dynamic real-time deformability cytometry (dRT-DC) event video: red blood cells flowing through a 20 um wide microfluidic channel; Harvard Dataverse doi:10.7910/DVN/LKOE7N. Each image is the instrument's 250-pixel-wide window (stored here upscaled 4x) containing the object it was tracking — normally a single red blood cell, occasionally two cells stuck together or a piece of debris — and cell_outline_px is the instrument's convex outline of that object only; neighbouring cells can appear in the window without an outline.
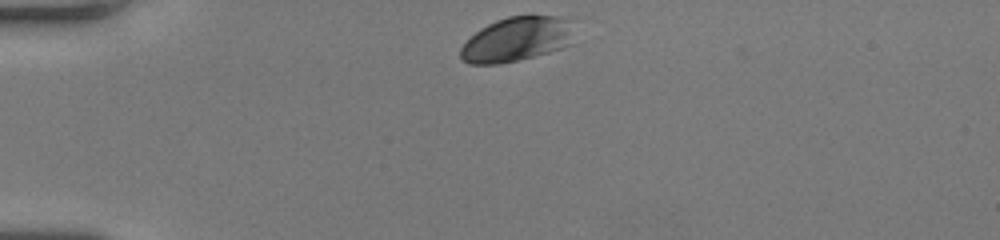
{"species": "human", "species_latin": "Homo sapiens", "temperature_condition": "room temperature", "stored_images_in_passage": 32, "camera_frame_rate_fps": 3000, "um_per_image_px": 0.085, "donor": {"sex": "female"}, "frame": {"image": 1, "passage_image": 1, "time_ms": 0.0, "image_size_px": [1000, 240], "cell_outline_px": [[572, 44], [548, 52], [516, 60], [496, 64], [468, 64], [460, 60], [460, 48], [480, 28], [496, 20], [508, 16], [560, 16], [568, 20]], "centroid_in_image_um": [43.86, 3.34], "position_along_channel_um": 41.1, "area_um2": 28.96}}
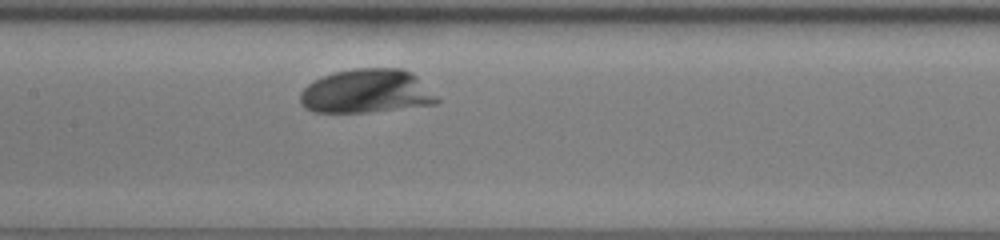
{"frame": {"image": 2, "passage_image": 15, "time_ms": 4.667, "image_size_px": [1000, 240], "cell_outline_px": [[440, 100], [436, 104], [368, 112], [312, 112], [304, 108], [300, 104], [300, 92], [308, 84], [332, 72], [352, 68], [404, 68], [412, 72]], "centroid_in_image_um": [31.13, 7.75], "position_along_channel_um": 176.3, "area_um2": 35.03}}
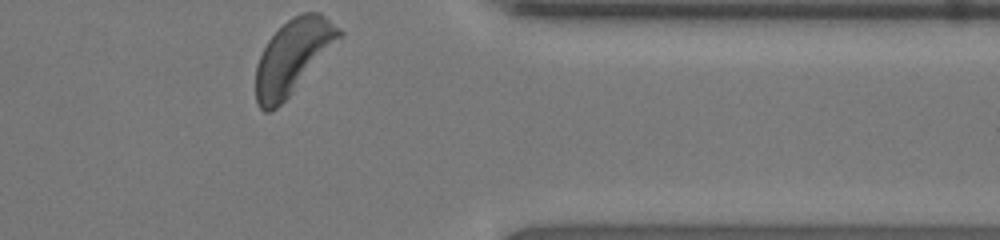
{"frame": {"image": 3, "passage_image": 32, "time_ms": 10.333, "image_size_px": [1000, 240], "cell_outline_px": [[344, 32], [292, 92], [276, 108], [268, 112], [264, 112], [256, 104], [256, 64], [268, 40], [292, 16], [304, 12], [320, 12], [340, 28]], "centroid_in_image_um": [24.85, 4.8], "position_along_channel_um": 386.5, "area_um2": 34.97}, "authors_computed_cell_mechanics": {"area_um2": 34.3043, "velocity_mm_per_s": 3.8416, "shape_relaxation_time_tau1_ms": 1.5526, "shape_relaxation_time_tau2_ms": null, "deformation_change_tau1": 0.1007, "deformation_change_tau2": null}}